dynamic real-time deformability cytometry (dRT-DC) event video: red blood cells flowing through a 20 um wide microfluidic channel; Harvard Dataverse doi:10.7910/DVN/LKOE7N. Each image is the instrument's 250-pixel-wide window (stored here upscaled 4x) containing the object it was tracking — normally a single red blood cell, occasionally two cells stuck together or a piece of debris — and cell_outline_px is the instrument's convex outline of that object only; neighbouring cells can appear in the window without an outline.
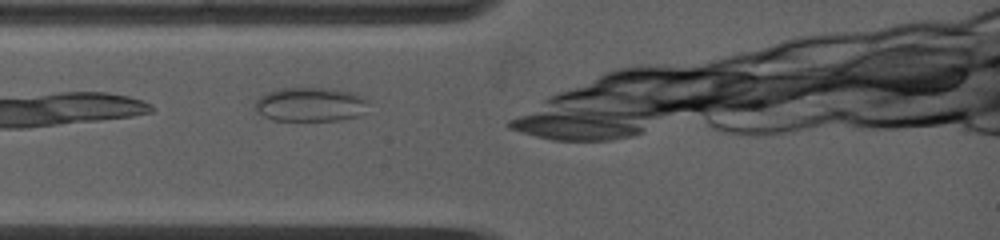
{"species": "common noctule bat (a hibernating species)", "species_latin": "Nyctalus noctula", "temperature_condition": "warm", "stored_images_in_passage": 2, "camera_frame_rate_fps": 5000, "um_per_image_px": 0.085, "animal": {"sex": "female", "body_mass_g": 19.0, "forearm_length_mm": 53.3}, "frame": {"image": 1, "passage_image": 2, "time_ms": 0.4, "image_size_px": [1000, 240], "cell_outline_px": [[368, 100], [356, 116], [340, 120], [272, 120], [256, 112], [252, 104], [260, 96], [268, 92], [280, 88], [332, 88], [356, 92], [364, 96]], "centroid_in_image_um": [26.31, 8.86], "position_along_channel_um": 58.7, "area_um2": 22.54}}